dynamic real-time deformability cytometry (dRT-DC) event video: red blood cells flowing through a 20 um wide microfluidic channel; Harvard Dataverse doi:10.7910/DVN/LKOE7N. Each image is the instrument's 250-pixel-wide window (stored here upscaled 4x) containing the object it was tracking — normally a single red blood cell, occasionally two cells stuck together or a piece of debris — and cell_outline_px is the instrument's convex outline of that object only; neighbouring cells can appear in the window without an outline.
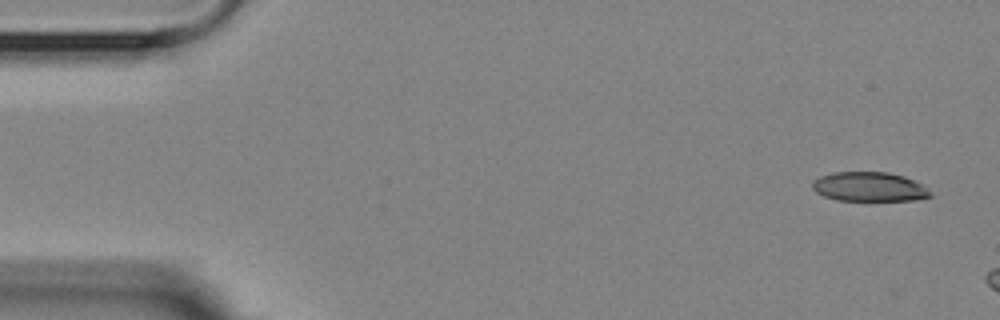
{"species": "Egyptian fruit bat (a non-hibernating species)", "species_latin": "Rousettus aegyptiacus", "temperature_condition": "room temperature", "stored_images_in_passage": 3, "camera_frame_rate_fps": 3000, "um_per_image_px": 0.085, "animal": {"sex": "female"}, "frame": {"image": 1, "passage_image": 1, "time_ms": 0.0, "image_size_px": [1000, 320], "cell_outline_px": [[932, 196], [912, 200], [836, 200], [824, 196], [816, 192], [812, 188], [812, 180], [820, 176], [832, 172], [888, 172], [904, 176], [928, 188]], "centroid_in_image_um": [73.84, 15.87], "position_along_channel_um": 11.2, "area_um2": 20.11}}